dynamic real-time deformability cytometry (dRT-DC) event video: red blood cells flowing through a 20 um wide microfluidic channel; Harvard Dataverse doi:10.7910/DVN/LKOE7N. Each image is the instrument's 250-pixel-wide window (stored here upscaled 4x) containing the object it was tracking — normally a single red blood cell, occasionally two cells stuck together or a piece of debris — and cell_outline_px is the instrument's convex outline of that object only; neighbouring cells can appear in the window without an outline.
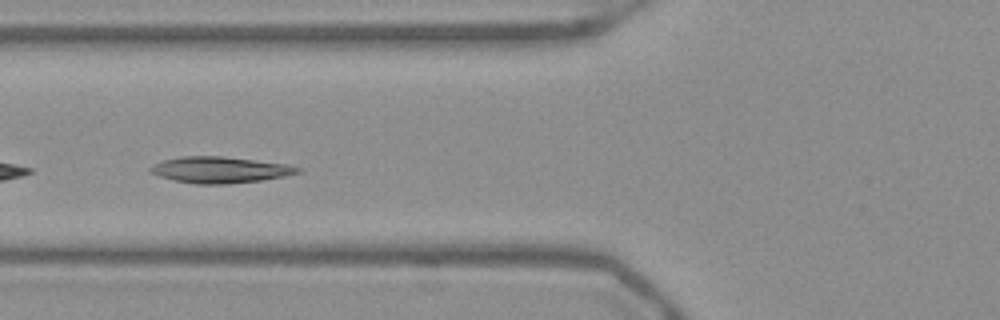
{"species": "Egyptian fruit bat (a non-hibernating species)", "species_latin": "Rousettus aegyptiacus", "temperature_condition": "warm", "stored_images_in_passage": 47, "camera_frame_rate_fps": 3000, "um_per_image_px": 0.085, "frame": {"image": 1, "passage_image": 16, "time_ms": 5.0, "image_size_px": [1000, 320], "cell_outline_px": [[304, 172], [284, 176], [260, 180], [228, 184], [196, 184], [172, 180], [160, 176], [152, 172], [148, 168], [164, 160], [180, 156], [220, 156], [288, 164], [304, 168]], "centroid_in_image_um": [18.76, 14.44], "position_along_channel_um": 107.0, "area_um2": 22.48}}
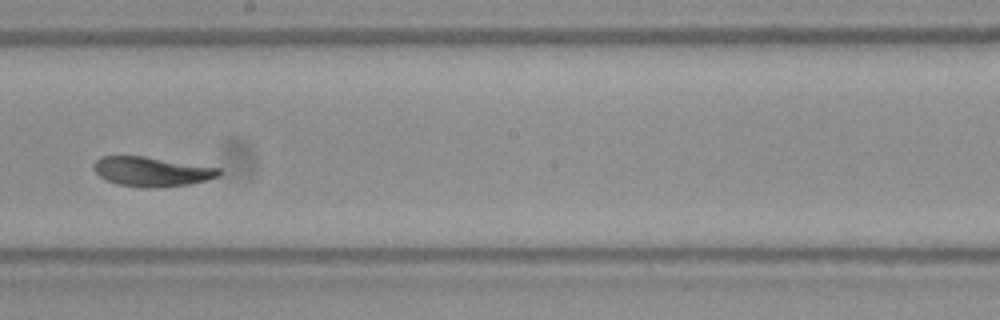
{"frame": {"image": 2, "passage_image": 26, "time_ms": 8.333, "image_size_px": [1000, 320], "cell_outline_px": [[220, 176], [208, 180], [188, 184], [120, 184], [108, 180], [100, 176], [92, 168], [92, 164], [100, 156], [144, 156], [220, 168]], "centroid_in_image_um": [12.89, 14.51], "position_along_channel_um": 235.3, "area_um2": 20.35}}
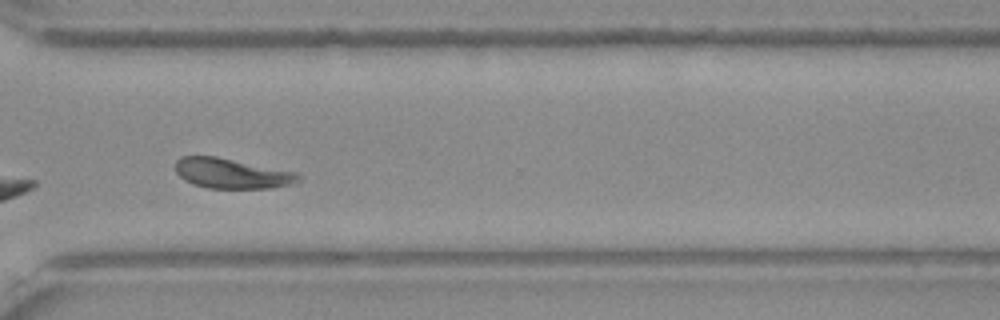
{"frame": {"image": 3, "passage_image": 35, "time_ms": 11.333, "image_size_px": [1000, 320], "cell_outline_px": [[304, 176], [296, 184], [272, 188], [208, 188], [192, 184], [184, 180], [176, 172], [176, 160], [180, 156], [216, 156], [296, 172]], "centroid_in_image_um": [19.74, 14.75], "position_along_channel_um": 350.9, "area_um2": 21.79}, "authors_computed_cell_mechanics": {"area_um2": 21.5016, "velocity_mm_per_s": 3.8485, "shape_relaxation_time_tau1_ms": 4.1634, "shape_relaxation_time_tau2_ms": 2.8404, "deformation_change_tau1": 0.1292, "deformation_change_tau2": 0.0625}}